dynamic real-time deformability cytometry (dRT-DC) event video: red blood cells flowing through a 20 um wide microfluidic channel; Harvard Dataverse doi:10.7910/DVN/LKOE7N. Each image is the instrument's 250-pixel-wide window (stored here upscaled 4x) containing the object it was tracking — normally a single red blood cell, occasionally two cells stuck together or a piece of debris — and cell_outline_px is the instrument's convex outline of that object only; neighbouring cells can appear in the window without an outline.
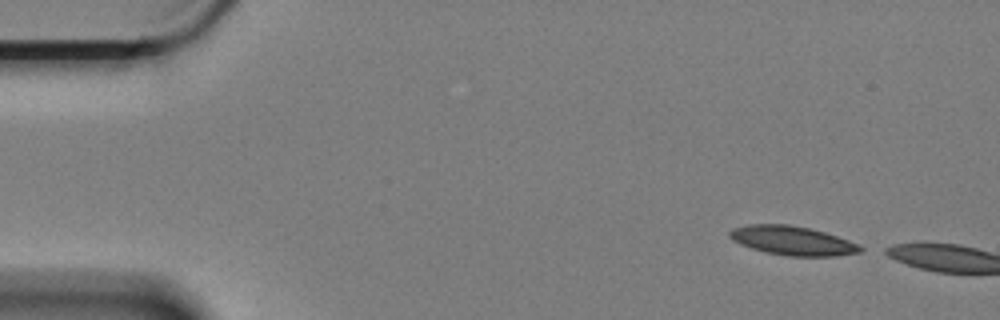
{"species": "Egyptian fruit bat (a non-hibernating species)", "species_latin": "Rousettus aegyptiacus", "temperature_condition": "cold", "stored_images_in_passage": 3, "camera_frame_rate_fps": 3000, "um_per_image_px": 0.085, "animal": {"sex": "female"}, "frame": {"image": 1, "passage_image": 1, "time_ms": 0.0, "image_size_px": [1000, 320], "cell_outline_px": [[868, 248], [860, 252], [836, 256], [788, 256], [768, 252], [752, 248], [740, 244], [732, 240], [728, 236], [728, 232], [732, 228], [748, 224], [788, 224], [808, 228], [824, 232], [860, 244]], "centroid_in_image_um": [67.38, 20.45], "position_along_channel_um": 17.6, "area_um2": 22.2}}